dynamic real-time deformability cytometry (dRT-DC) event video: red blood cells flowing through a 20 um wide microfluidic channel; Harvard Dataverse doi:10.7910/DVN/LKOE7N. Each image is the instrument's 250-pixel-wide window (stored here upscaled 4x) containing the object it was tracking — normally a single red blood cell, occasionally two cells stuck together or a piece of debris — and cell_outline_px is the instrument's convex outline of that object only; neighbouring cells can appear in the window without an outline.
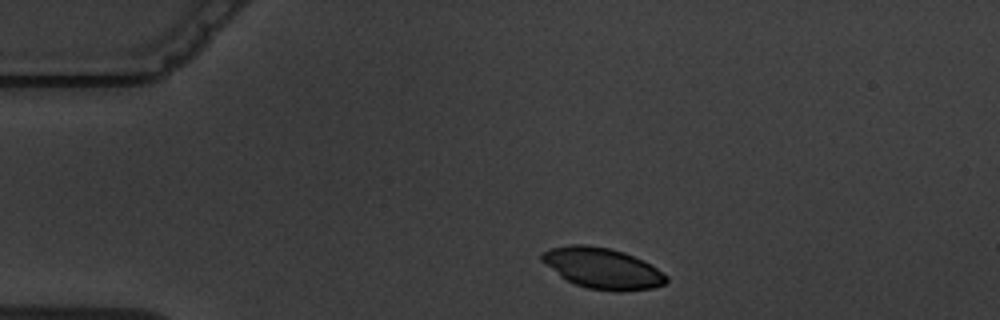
{"species": "common noctule bat (a hibernating species)", "species_latin": "Nyctalus noctula", "temperature_condition": "warm", "stored_images_in_passage": 4, "camera_frame_rate_fps": 3000, "um_per_image_px": 0.085, "animal": {"sex": "male", "body_mass_g": 19.5, "forearm_length_mm": 54.6}, "frame": {"image": 1, "passage_image": 1, "time_ms": 0.0, "image_size_px": [1000, 320], "cell_outline_px": [[668, 280], [664, 284], [652, 288], [620, 292], [616, 292], [588, 288], [576, 284], [560, 276], [540, 260], [540, 256], [548, 248], [572, 244], [584, 244], [608, 248], [624, 252], [664, 272], [668, 276]], "centroid_in_image_um": [51.19, 22.81], "position_along_channel_um": 33.8, "area_um2": 29.42}}